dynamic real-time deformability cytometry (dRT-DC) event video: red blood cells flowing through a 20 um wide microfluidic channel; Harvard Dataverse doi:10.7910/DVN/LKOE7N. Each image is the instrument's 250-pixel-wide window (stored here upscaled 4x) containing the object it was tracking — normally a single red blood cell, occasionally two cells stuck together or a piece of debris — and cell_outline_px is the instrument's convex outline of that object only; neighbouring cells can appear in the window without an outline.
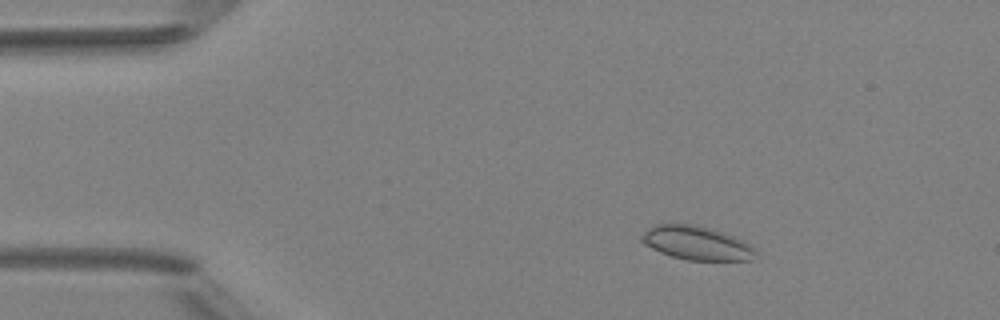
{"species": "Egyptian fruit bat (a non-hibernating species)", "species_latin": "Rousettus aegyptiacus", "temperature_condition": "room temperature", "stored_images_in_passage": 3, "camera_frame_rate_fps": 3000, "um_per_image_px": 0.085, "animal": {"sex": "female"}, "frame": {"image": 1, "passage_image": 1, "time_ms": 0.0, "image_size_px": [1000, 320], "cell_outline_px": [[756, 252], [752, 260], [688, 260], [672, 256], [660, 252], [644, 244], [640, 240], [640, 236], [644, 232], [656, 224], [692, 224], [708, 228], [744, 240], [756, 248]], "centroid_in_image_um": [59.21, 20.66], "position_along_channel_um": 25.8, "area_um2": 22.2}}